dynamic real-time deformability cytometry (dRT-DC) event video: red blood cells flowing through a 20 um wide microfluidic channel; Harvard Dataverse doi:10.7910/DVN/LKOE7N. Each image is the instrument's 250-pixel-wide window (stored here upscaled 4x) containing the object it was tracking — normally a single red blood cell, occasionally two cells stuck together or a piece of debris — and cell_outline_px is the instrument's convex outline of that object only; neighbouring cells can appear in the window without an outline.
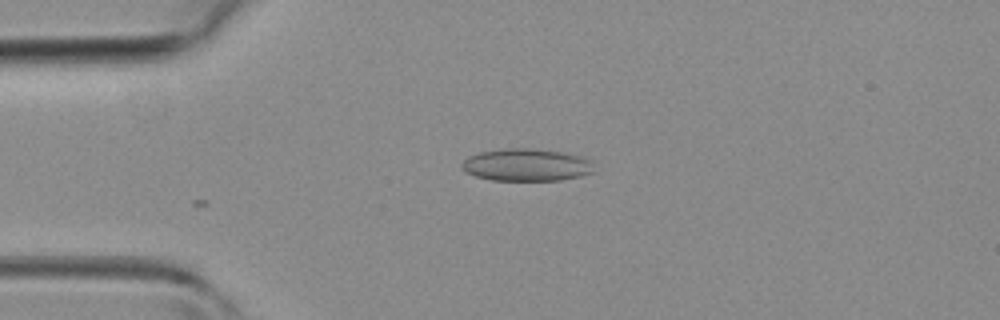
{"species": "common noctule bat (a hibernating species)", "species_latin": "Nyctalus noctula", "temperature_condition": "room temperature", "stored_images_in_passage": 3, "camera_frame_rate_fps": 3000, "um_per_image_px": 0.085, "animal": {"sex": "female", "body_mass_g": 19.3, "forearm_length_mm": 54.1}, "frame": {"image": 1, "passage_image": 3, "time_ms": 0.667, "image_size_px": [1000, 320], "cell_outline_px": [[592, 172], [580, 176], [560, 180], [492, 180], [476, 176], [464, 172], [460, 164], [468, 156], [480, 152], [504, 148], [532, 148], [560, 152], [580, 156], [588, 160]], "centroid_in_image_um": [44.66, 14.01], "position_along_channel_um": 40.3, "area_um2": 24.68}}